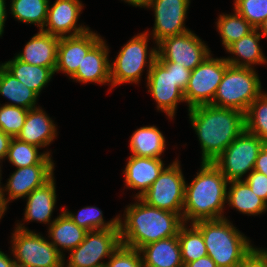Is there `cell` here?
Segmentation results:
<instances>
[{"mask_svg":"<svg viewBox=\"0 0 267 267\" xmlns=\"http://www.w3.org/2000/svg\"><path fill=\"white\" fill-rule=\"evenodd\" d=\"M264 144L258 136L244 130L213 163L228 181L242 180L244 174L254 170L258 153Z\"/></svg>","mask_w":267,"mask_h":267,"instance_id":"52a82bcc","label":"cell"},{"mask_svg":"<svg viewBox=\"0 0 267 267\" xmlns=\"http://www.w3.org/2000/svg\"><path fill=\"white\" fill-rule=\"evenodd\" d=\"M147 32L133 37L110 64L111 86L122 83H138L145 64H147Z\"/></svg>","mask_w":267,"mask_h":267,"instance_id":"4fadbf2b","label":"cell"},{"mask_svg":"<svg viewBox=\"0 0 267 267\" xmlns=\"http://www.w3.org/2000/svg\"><path fill=\"white\" fill-rule=\"evenodd\" d=\"M143 267H184L178 235L143 246Z\"/></svg>","mask_w":267,"mask_h":267,"instance_id":"7402d4cb","label":"cell"},{"mask_svg":"<svg viewBox=\"0 0 267 267\" xmlns=\"http://www.w3.org/2000/svg\"><path fill=\"white\" fill-rule=\"evenodd\" d=\"M225 218L202 220L193 225L201 232L207 255L217 267H237L254 248Z\"/></svg>","mask_w":267,"mask_h":267,"instance_id":"277c9868","label":"cell"},{"mask_svg":"<svg viewBox=\"0 0 267 267\" xmlns=\"http://www.w3.org/2000/svg\"><path fill=\"white\" fill-rule=\"evenodd\" d=\"M256 250L263 256V258L265 259L266 263H267V250H259L256 248Z\"/></svg>","mask_w":267,"mask_h":267,"instance_id":"f907efd6","label":"cell"},{"mask_svg":"<svg viewBox=\"0 0 267 267\" xmlns=\"http://www.w3.org/2000/svg\"><path fill=\"white\" fill-rule=\"evenodd\" d=\"M258 30L260 29L262 31L263 36L267 37V17L265 20L261 23V25L257 28Z\"/></svg>","mask_w":267,"mask_h":267,"instance_id":"681fc988","label":"cell"},{"mask_svg":"<svg viewBox=\"0 0 267 267\" xmlns=\"http://www.w3.org/2000/svg\"><path fill=\"white\" fill-rule=\"evenodd\" d=\"M164 164L159 158L138 157L130 155L124 170L125 184L129 188L141 189L136 195L140 198L159 177Z\"/></svg>","mask_w":267,"mask_h":267,"instance_id":"ac0fdd59","label":"cell"},{"mask_svg":"<svg viewBox=\"0 0 267 267\" xmlns=\"http://www.w3.org/2000/svg\"><path fill=\"white\" fill-rule=\"evenodd\" d=\"M1 172V170H0ZM0 178H1V173H0ZM1 181V179H0ZM1 183V182H0ZM4 189L1 187L0 185V219L1 217L3 216L4 212L6 211V208H7V204L5 202V196H4Z\"/></svg>","mask_w":267,"mask_h":267,"instance_id":"7dc6e473","label":"cell"},{"mask_svg":"<svg viewBox=\"0 0 267 267\" xmlns=\"http://www.w3.org/2000/svg\"><path fill=\"white\" fill-rule=\"evenodd\" d=\"M202 148V162H213L245 130V113L212 104L189 109Z\"/></svg>","mask_w":267,"mask_h":267,"instance_id":"6da1fadb","label":"cell"},{"mask_svg":"<svg viewBox=\"0 0 267 267\" xmlns=\"http://www.w3.org/2000/svg\"><path fill=\"white\" fill-rule=\"evenodd\" d=\"M237 267H267L263 256L253 248Z\"/></svg>","mask_w":267,"mask_h":267,"instance_id":"60d3db41","label":"cell"},{"mask_svg":"<svg viewBox=\"0 0 267 267\" xmlns=\"http://www.w3.org/2000/svg\"><path fill=\"white\" fill-rule=\"evenodd\" d=\"M0 94L16 103H7L5 105L21 107L27 110L36 108L38 94L18 81L2 65H0Z\"/></svg>","mask_w":267,"mask_h":267,"instance_id":"f1b7e54d","label":"cell"},{"mask_svg":"<svg viewBox=\"0 0 267 267\" xmlns=\"http://www.w3.org/2000/svg\"><path fill=\"white\" fill-rule=\"evenodd\" d=\"M140 250L121 244L104 267H143Z\"/></svg>","mask_w":267,"mask_h":267,"instance_id":"74e56055","label":"cell"},{"mask_svg":"<svg viewBox=\"0 0 267 267\" xmlns=\"http://www.w3.org/2000/svg\"><path fill=\"white\" fill-rule=\"evenodd\" d=\"M38 148L35 145L22 142L17 138H12L7 158L17 168L33 166L39 164L49 152L39 154Z\"/></svg>","mask_w":267,"mask_h":267,"instance_id":"836d02e7","label":"cell"},{"mask_svg":"<svg viewBox=\"0 0 267 267\" xmlns=\"http://www.w3.org/2000/svg\"><path fill=\"white\" fill-rule=\"evenodd\" d=\"M125 2L130 3L133 6L145 7L147 0H124Z\"/></svg>","mask_w":267,"mask_h":267,"instance_id":"c3c4849f","label":"cell"},{"mask_svg":"<svg viewBox=\"0 0 267 267\" xmlns=\"http://www.w3.org/2000/svg\"><path fill=\"white\" fill-rule=\"evenodd\" d=\"M108 50L106 43L100 39L88 51L77 72L71 78L83 83L103 84L111 82Z\"/></svg>","mask_w":267,"mask_h":267,"instance_id":"ffe728a7","label":"cell"},{"mask_svg":"<svg viewBox=\"0 0 267 267\" xmlns=\"http://www.w3.org/2000/svg\"><path fill=\"white\" fill-rule=\"evenodd\" d=\"M49 0H12L11 13L21 22L37 24L44 29L47 19Z\"/></svg>","mask_w":267,"mask_h":267,"instance_id":"f546056e","label":"cell"},{"mask_svg":"<svg viewBox=\"0 0 267 267\" xmlns=\"http://www.w3.org/2000/svg\"><path fill=\"white\" fill-rule=\"evenodd\" d=\"M54 177L40 188L34 189L27 196L25 221L37 220L49 223L56 204Z\"/></svg>","mask_w":267,"mask_h":267,"instance_id":"603a6c76","label":"cell"},{"mask_svg":"<svg viewBox=\"0 0 267 267\" xmlns=\"http://www.w3.org/2000/svg\"><path fill=\"white\" fill-rule=\"evenodd\" d=\"M54 163L50 155H47L39 164L17 168L8 179L5 190L9 198H5L6 204L10 200L28 196L34 189L40 188L53 178Z\"/></svg>","mask_w":267,"mask_h":267,"instance_id":"9a60e30c","label":"cell"},{"mask_svg":"<svg viewBox=\"0 0 267 267\" xmlns=\"http://www.w3.org/2000/svg\"><path fill=\"white\" fill-rule=\"evenodd\" d=\"M82 4L79 0H56L52 7L48 6L47 19L42 31L57 37L77 36L86 33L89 28L77 27ZM71 31H73L71 33Z\"/></svg>","mask_w":267,"mask_h":267,"instance_id":"e0dca14e","label":"cell"},{"mask_svg":"<svg viewBox=\"0 0 267 267\" xmlns=\"http://www.w3.org/2000/svg\"><path fill=\"white\" fill-rule=\"evenodd\" d=\"M189 3L190 0H147L145 7L155 11L153 37L156 43L190 31L184 26Z\"/></svg>","mask_w":267,"mask_h":267,"instance_id":"5bb4252c","label":"cell"},{"mask_svg":"<svg viewBox=\"0 0 267 267\" xmlns=\"http://www.w3.org/2000/svg\"><path fill=\"white\" fill-rule=\"evenodd\" d=\"M261 93V82L252 67L228 65L211 104L246 113Z\"/></svg>","mask_w":267,"mask_h":267,"instance_id":"5b68a950","label":"cell"},{"mask_svg":"<svg viewBox=\"0 0 267 267\" xmlns=\"http://www.w3.org/2000/svg\"><path fill=\"white\" fill-rule=\"evenodd\" d=\"M210 56L191 71L188 85L184 91L189 109L213 102L216 90L229 65L225 58L215 59Z\"/></svg>","mask_w":267,"mask_h":267,"instance_id":"30bf717a","label":"cell"},{"mask_svg":"<svg viewBox=\"0 0 267 267\" xmlns=\"http://www.w3.org/2000/svg\"><path fill=\"white\" fill-rule=\"evenodd\" d=\"M217 28L225 48L240 38L248 35L255 29L236 11L234 15H220L217 21Z\"/></svg>","mask_w":267,"mask_h":267,"instance_id":"d6a6232c","label":"cell"},{"mask_svg":"<svg viewBox=\"0 0 267 267\" xmlns=\"http://www.w3.org/2000/svg\"><path fill=\"white\" fill-rule=\"evenodd\" d=\"M228 180L213 162H202L200 172L190 185L185 184L182 219L192 224L215 220L222 216L227 196Z\"/></svg>","mask_w":267,"mask_h":267,"instance_id":"3957f363","label":"cell"},{"mask_svg":"<svg viewBox=\"0 0 267 267\" xmlns=\"http://www.w3.org/2000/svg\"><path fill=\"white\" fill-rule=\"evenodd\" d=\"M235 11L244 17L255 29L267 17V0H235Z\"/></svg>","mask_w":267,"mask_h":267,"instance_id":"8d00e7d4","label":"cell"},{"mask_svg":"<svg viewBox=\"0 0 267 267\" xmlns=\"http://www.w3.org/2000/svg\"><path fill=\"white\" fill-rule=\"evenodd\" d=\"M63 212L50 223L49 236L56 249L62 254L58 246L72 250L76 248L84 239L88 231L75 224L68 214Z\"/></svg>","mask_w":267,"mask_h":267,"instance_id":"cb8c5ba5","label":"cell"},{"mask_svg":"<svg viewBox=\"0 0 267 267\" xmlns=\"http://www.w3.org/2000/svg\"><path fill=\"white\" fill-rule=\"evenodd\" d=\"M191 227V229H187L184 223L178 232L181 258L184 266L189 262L207 256V249L201 232L193 224Z\"/></svg>","mask_w":267,"mask_h":267,"instance_id":"4dcf8cb0","label":"cell"},{"mask_svg":"<svg viewBox=\"0 0 267 267\" xmlns=\"http://www.w3.org/2000/svg\"><path fill=\"white\" fill-rule=\"evenodd\" d=\"M245 130L267 144V93H261L245 113Z\"/></svg>","mask_w":267,"mask_h":267,"instance_id":"1f68e13d","label":"cell"},{"mask_svg":"<svg viewBox=\"0 0 267 267\" xmlns=\"http://www.w3.org/2000/svg\"><path fill=\"white\" fill-rule=\"evenodd\" d=\"M5 0H0V36L3 33L4 23L6 19Z\"/></svg>","mask_w":267,"mask_h":267,"instance_id":"f6af8a7d","label":"cell"},{"mask_svg":"<svg viewBox=\"0 0 267 267\" xmlns=\"http://www.w3.org/2000/svg\"><path fill=\"white\" fill-rule=\"evenodd\" d=\"M157 45L161 62H174L191 71L210 55L207 46L191 31L166 37Z\"/></svg>","mask_w":267,"mask_h":267,"instance_id":"7c38bea8","label":"cell"},{"mask_svg":"<svg viewBox=\"0 0 267 267\" xmlns=\"http://www.w3.org/2000/svg\"><path fill=\"white\" fill-rule=\"evenodd\" d=\"M12 76L38 95L54 72L48 67L34 66L17 59L1 64Z\"/></svg>","mask_w":267,"mask_h":267,"instance_id":"484cf974","label":"cell"},{"mask_svg":"<svg viewBox=\"0 0 267 267\" xmlns=\"http://www.w3.org/2000/svg\"><path fill=\"white\" fill-rule=\"evenodd\" d=\"M137 201L139 203L127 207L124 223L119 218L121 244L140 250L150 243L178 235L184 224L178 213L149 206L140 198Z\"/></svg>","mask_w":267,"mask_h":267,"instance_id":"7a4b0ae2","label":"cell"},{"mask_svg":"<svg viewBox=\"0 0 267 267\" xmlns=\"http://www.w3.org/2000/svg\"><path fill=\"white\" fill-rule=\"evenodd\" d=\"M120 245V228L88 231L85 239L70 250L67 267H104L100 260L109 258Z\"/></svg>","mask_w":267,"mask_h":267,"instance_id":"8fae6325","label":"cell"},{"mask_svg":"<svg viewBox=\"0 0 267 267\" xmlns=\"http://www.w3.org/2000/svg\"><path fill=\"white\" fill-rule=\"evenodd\" d=\"M254 170L267 176V144H264L260 149L255 162Z\"/></svg>","mask_w":267,"mask_h":267,"instance_id":"b9f144b4","label":"cell"},{"mask_svg":"<svg viewBox=\"0 0 267 267\" xmlns=\"http://www.w3.org/2000/svg\"><path fill=\"white\" fill-rule=\"evenodd\" d=\"M15 261L0 251V267H15Z\"/></svg>","mask_w":267,"mask_h":267,"instance_id":"bcb514c9","label":"cell"},{"mask_svg":"<svg viewBox=\"0 0 267 267\" xmlns=\"http://www.w3.org/2000/svg\"><path fill=\"white\" fill-rule=\"evenodd\" d=\"M72 221L79 227L86 231L104 230L108 228H119V217L116 216L113 220L105 223L102 215V211L96 207H85L79 211L77 215H74L64 210Z\"/></svg>","mask_w":267,"mask_h":267,"instance_id":"e575fe53","label":"cell"},{"mask_svg":"<svg viewBox=\"0 0 267 267\" xmlns=\"http://www.w3.org/2000/svg\"><path fill=\"white\" fill-rule=\"evenodd\" d=\"M148 60V92L157 102V109H161L173 119L177 103L185 101L184 91L175 82L174 67H166L157 58L156 48L151 49Z\"/></svg>","mask_w":267,"mask_h":267,"instance_id":"9c48e42d","label":"cell"},{"mask_svg":"<svg viewBox=\"0 0 267 267\" xmlns=\"http://www.w3.org/2000/svg\"><path fill=\"white\" fill-rule=\"evenodd\" d=\"M15 264L27 267H64V257L41 235L17 225L12 236ZM17 260V261H16Z\"/></svg>","mask_w":267,"mask_h":267,"instance_id":"8992f818","label":"cell"},{"mask_svg":"<svg viewBox=\"0 0 267 267\" xmlns=\"http://www.w3.org/2000/svg\"><path fill=\"white\" fill-rule=\"evenodd\" d=\"M185 267H217V265L211 257L207 255L197 259L196 261L187 263Z\"/></svg>","mask_w":267,"mask_h":267,"instance_id":"ee69618b","label":"cell"},{"mask_svg":"<svg viewBox=\"0 0 267 267\" xmlns=\"http://www.w3.org/2000/svg\"><path fill=\"white\" fill-rule=\"evenodd\" d=\"M27 114V109L3 105L0 107V130L12 138H16L23 128Z\"/></svg>","mask_w":267,"mask_h":267,"instance_id":"d590c367","label":"cell"},{"mask_svg":"<svg viewBox=\"0 0 267 267\" xmlns=\"http://www.w3.org/2000/svg\"><path fill=\"white\" fill-rule=\"evenodd\" d=\"M251 190L267 203V176L253 170L245 179Z\"/></svg>","mask_w":267,"mask_h":267,"instance_id":"f35d334b","label":"cell"},{"mask_svg":"<svg viewBox=\"0 0 267 267\" xmlns=\"http://www.w3.org/2000/svg\"><path fill=\"white\" fill-rule=\"evenodd\" d=\"M231 184L226 196L229 205L239 212L249 215L260 214L267 209V203L253 192L245 180L229 181Z\"/></svg>","mask_w":267,"mask_h":267,"instance_id":"83f0119b","label":"cell"},{"mask_svg":"<svg viewBox=\"0 0 267 267\" xmlns=\"http://www.w3.org/2000/svg\"><path fill=\"white\" fill-rule=\"evenodd\" d=\"M258 31V29H254L248 35L233 42L226 48L228 52L235 54L239 56V58L241 57V60H244L243 62L240 61L239 58H225L229 65L251 68L252 64H262L267 62L258 44L262 36Z\"/></svg>","mask_w":267,"mask_h":267,"instance_id":"d4e9b609","label":"cell"},{"mask_svg":"<svg viewBox=\"0 0 267 267\" xmlns=\"http://www.w3.org/2000/svg\"><path fill=\"white\" fill-rule=\"evenodd\" d=\"M56 135V127L51 118L36 107L28 110L23 128L16 138L41 148L49 145Z\"/></svg>","mask_w":267,"mask_h":267,"instance_id":"44dd1931","label":"cell"},{"mask_svg":"<svg viewBox=\"0 0 267 267\" xmlns=\"http://www.w3.org/2000/svg\"><path fill=\"white\" fill-rule=\"evenodd\" d=\"M97 33L90 29L77 36L60 37L57 48V64L55 72L63 71L72 77L88 51L100 40Z\"/></svg>","mask_w":267,"mask_h":267,"instance_id":"2e32d148","label":"cell"},{"mask_svg":"<svg viewBox=\"0 0 267 267\" xmlns=\"http://www.w3.org/2000/svg\"><path fill=\"white\" fill-rule=\"evenodd\" d=\"M59 38L40 30L26 44L23 53L15 57L24 63L48 67L54 72L57 64Z\"/></svg>","mask_w":267,"mask_h":267,"instance_id":"d6986e66","label":"cell"},{"mask_svg":"<svg viewBox=\"0 0 267 267\" xmlns=\"http://www.w3.org/2000/svg\"><path fill=\"white\" fill-rule=\"evenodd\" d=\"M130 149L134 156L161 159L165 137L155 126L141 127L131 136Z\"/></svg>","mask_w":267,"mask_h":267,"instance_id":"4316f807","label":"cell"},{"mask_svg":"<svg viewBox=\"0 0 267 267\" xmlns=\"http://www.w3.org/2000/svg\"><path fill=\"white\" fill-rule=\"evenodd\" d=\"M179 161L164 167L159 177L140 197L147 205L162 210L178 213L181 217L185 200V180Z\"/></svg>","mask_w":267,"mask_h":267,"instance_id":"ba28073f","label":"cell"},{"mask_svg":"<svg viewBox=\"0 0 267 267\" xmlns=\"http://www.w3.org/2000/svg\"><path fill=\"white\" fill-rule=\"evenodd\" d=\"M11 140V136L0 130V160H3V158L7 157Z\"/></svg>","mask_w":267,"mask_h":267,"instance_id":"7bdbcfd3","label":"cell"},{"mask_svg":"<svg viewBox=\"0 0 267 267\" xmlns=\"http://www.w3.org/2000/svg\"><path fill=\"white\" fill-rule=\"evenodd\" d=\"M166 67H174V77H175V82L176 85L185 91L190 75H191V70L186 69L183 67V65H177V63L174 62H162Z\"/></svg>","mask_w":267,"mask_h":267,"instance_id":"ab89813d","label":"cell"}]
</instances>
